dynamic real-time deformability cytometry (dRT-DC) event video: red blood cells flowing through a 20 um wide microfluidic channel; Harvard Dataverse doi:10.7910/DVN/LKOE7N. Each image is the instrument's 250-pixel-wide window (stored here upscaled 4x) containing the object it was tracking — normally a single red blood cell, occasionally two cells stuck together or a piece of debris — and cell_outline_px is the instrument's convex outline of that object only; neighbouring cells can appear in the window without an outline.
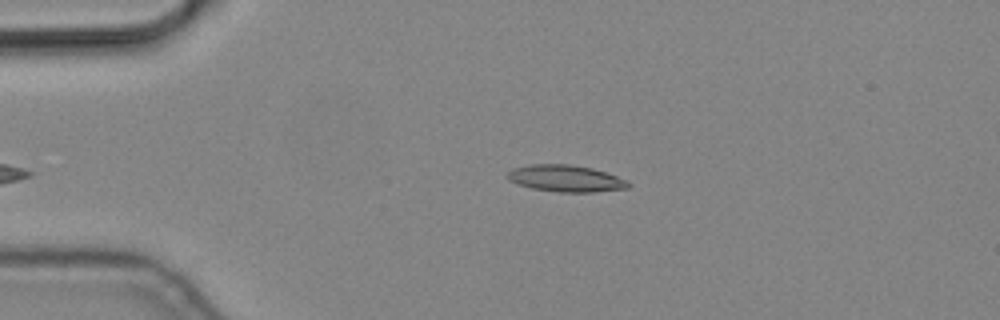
{"species": "common noctule bat (a hibernating species)", "species_latin": "Nyctalus noctula", "temperature_condition": "cold", "stored_images_in_passage": 6, "camera_frame_rate_fps": 3000, "um_per_image_px": 0.085, "animal": {"sex": "male", "body_mass_g": 19.2, "forearm_length_mm": 51.8}, "frame": {"image": 1, "passage_image": 6, "time_ms": 1.667, "image_size_px": [1000, 320], "cell_outline_px": [[632, 184], [628, 188], [592, 192], [560, 192], [532, 188], [508, 180], [504, 176], [512, 168], [528, 164], [568, 164], [592, 168], [628, 180]], "centroid_in_image_um": [48.07, 15.16], "position_along_channel_um": 36.9, "area_um2": 18.84}}